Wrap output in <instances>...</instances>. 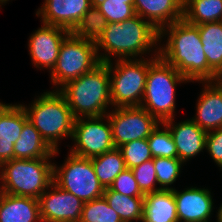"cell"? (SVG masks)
<instances>
[{"label":"cell","instance_id":"1","mask_svg":"<svg viewBox=\"0 0 222 222\" xmlns=\"http://www.w3.org/2000/svg\"><path fill=\"white\" fill-rule=\"evenodd\" d=\"M90 32L102 63L159 57V31L139 15L119 23H92Z\"/></svg>","mask_w":222,"mask_h":222},{"label":"cell","instance_id":"2","mask_svg":"<svg viewBox=\"0 0 222 222\" xmlns=\"http://www.w3.org/2000/svg\"><path fill=\"white\" fill-rule=\"evenodd\" d=\"M158 42V56L190 83L215 80L217 74L208 65L198 25L182 18L162 28Z\"/></svg>","mask_w":222,"mask_h":222},{"label":"cell","instance_id":"3","mask_svg":"<svg viewBox=\"0 0 222 222\" xmlns=\"http://www.w3.org/2000/svg\"><path fill=\"white\" fill-rule=\"evenodd\" d=\"M35 96L30 104H21L28 121L54 151L60 150L61 140L72 138L75 118L71 109L59 90H44Z\"/></svg>","mask_w":222,"mask_h":222},{"label":"cell","instance_id":"4","mask_svg":"<svg viewBox=\"0 0 222 222\" xmlns=\"http://www.w3.org/2000/svg\"><path fill=\"white\" fill-rule=\"evenodd\" d=\"M74 118L100 117L112 109L108 65L100 63L93 70L70 81L59 90Z\"/></svg>","mask_w":222,"mask_h":222},{"label":"cell","instance_id":"5","mask_svg":"<svg viewBox=\"0 0 222 222\" xmlns=\"http://www.w3.org/2000/svg\"><path fill=\"white\" fill-rule=\"evenodd\" d=\"M59 151H54V158H14L2 163L0 192L38 199L53 182V163Z\"/></svg>","mask_w":222,"mask_h":222},{"label":"cell","instance_id":"6","mask_svg":"<svg viewBox=\"0 0 222 222\" xmlns=\"http://www.w3.org/2000/svg\"><path fill=\"white\" fill-rule=\"evenodd\" d=\"M100 63L91 32H71L62 42L56 65L49 74L52 90H60Z\"/></svg>","mask_w":222,"mask_h":222},{"label":"cell","instance_id":"7","mask_svg":"<svg viewBox=\"0 0 222 222\" xmlns=\"http://www.w3.org/2000/svg\"><path fill=\"white\" fill-rule=\"evenodd\" d=\"M190 83L173 66L158 57L148 68L141 107L160 122L175 118L176 89Z\"/></svg>","mask_w":222,"mask_h":222},{"label":"cell","instance_id":"8","mask_svg":"<svg viewBox=\"0 0 222 222\" xmlns=\"http://www.w3.org/2000/svg\"><path fill=\"white\" fill-rule=\"evenodd\" d=\"M157 58L117 59L106 63L113 108L141 105L148 68Z\"/></svg>","mask_w":222,"mask_h":222},{"label":"cell","instance_id":"9","mask_svg":"<svg viewBox=\"0 0 222 222\" xmlns=\"http://www.w3.org/2000/svg\"><path fill=\"white\" fill-rule=\"evenodd\" d=\"M53 182L83 202L101 198L105 191L97 178L91 159L69 151L62 164L53 163Z\"/></svg>","mask_w":222,"mask_h":222},{"label":"cell","instance_id":"10","mask_svg":"<svg viewBox=\"0 0 222 222\" xmlns=\"http://www.w3.org/2000/svg\"><path fill=\"white\" fill-rule=\"evenodd\" d=\"M71 140L73 144L66 145L67 150L89 159L115 148L108 115L76 118Z\"/></svg>","mask_w":222,"mask_h":222},{"label":"cell","instance_id":"11","mask_svg":"<svg viewBox=\"0 0 222 222\" xmlns=\"http://www.w3.org/2000/svg\"><path fill=\"white\" fill-rule=\"evenodd\" d=\"M94 0H44L36 10L41 23L64 28L70 32H90Z\"/></svg>","mask_w":222,"mask_h":222},{"label":"cell","instance_id":"12","mask_svg":"<svg viewBox=\"0 0 222 222\" xmlns=\"http://www.w3.org/2000/svg\"><path fill=\"white\" fill-rule=\"evenodd\" d=\"M115 148L145 139L161 123L141 106L112 108L108 113Z\"/></svg>","mask_w":222,"mask_h":222},{"label":"cell","instance_id":"13","mask_svg":"<svg viewBox=\"0 0 222 222\" xmlns=\"http://www.w3.org/2000/svg\"><path fill=\"white\" fill-rule=\"evenodd\" d=\"M41 24L29 36L27 49L32 65L43 71L46 69L50 74L56 65L62 42L71 32L58 26Z\"/></svg>","mask_w":222,"mask_h":222},{"label":"cell","instance_id":"14","mask_svg":"<svg viewBox=\"0 0 222 222\" xmlns=\"http://www.w3.org/2000/svg\"><path fill=\"white\" fill-rule=\"evenodd\" d=\"M38 203L42 222H80L84 202L54 182Z\"/></svg>","mask_w":222,"mask_h":222},{"label":"cell","instance_id":"15","mask_svg":"<svg viewBox=\"0 0 222 222\" xmlns=\"http://www.w3.org/2000/svg\"><path fill=\"white\" fill-rule=\"evenodd\" d=\"M179 222H211L215 201L211 188L189 186L173 189Z\"/></svg>","mask_w":222,"mask_h":222},{"label":"cell","instance_id":"16","mask_svg":"<svg viewBox=\"0 0 222 222\" xmlns=\"http://www.w3.org/2000/svg\"><path fill=\"white\" fill-rule=\"evenodd\" d=\"M174 119L171 118L162 123L170 130L178 158L186 165V162L206 150L208 132L198 127L191 118L179 122H175Z\"/></svg>","mask_w":222,"mask_h":222},{"label":"cell","instance_id":"17","mask_svg":"<svg viewBox=\"0 0 222 222\" xmlns=\"http://www.w3.org/2000/svg\"><path fill=\"white\" fill-rule=\"evenodd\" d=\"M203 88L191 119L206 132L222 128V89L215 81H199Z\"/></svg>","mask_w":222,"mask_h":222},{"label":"cell","instance_id":"18","mask_svg":"<svg viewBox=\"0 0 222 222\" xmlns=\"http://www.w3.org/2000/svg\"><path fill=\"white\" fill-rule=\"evenodd\" d=\"M184 0H134V11L160 31L183 18Z\"/></svg>","mask_w":222,"mask_h":222},{"label":"cell","instance_id":"19","mask_svg":"<svg viewBox=\"0 0 222 222\" xmlns=\"http://www.w3.org/2000/svg\"><path fill=\"white\" fill-rule=\"evenodd\" d=\"M0 222H42L38 199L0 192Z\"/></svg>","mask_w":222,"mask_h":222},{"label":"cell","instance_id":"20","mask_svg":"<svg viewBox=\"0 0 222 222\" xmlns=\"http://www.w3.org/2000/svg\"><path fill=\"white\" fill-rule=\"evenodd\" d=\"M142 222H179L173 190H159L144 195Z\"/></svg>","mask_w":222,"mask_h":222},{"label":"cell","instance_id":"21","mask_svg":"<svg viewBox=\"0 0 222 222\" xmlns=\"http://www.w3.org/2000/svg\"><path fill=\"white\" fill-rule=\"evenodd\" d=\"M15 159L54 158V150L41 137L34 125L27 121L14 144Z\"/></svg>","mask_w":222,"mask_h":222},{"label":"cell","instance_id":"22","mask_svg":"<svg viewBox=\"0 0 222 222\" xmlns=\"http://www.w3.org/2000/svg\"><path fill=\"white\" fill-rule=\"evenodd\" d=\"M198 30L209 67L222 73V21L202 23Z\"/></svg>","mask_w":222,"mask_h":222},{"label":"cell","instance_id":"23","mask_svg":"<svg viewBox=\"0 0 222 222\" xmlns=\"http://www.w3.org/2000/svg\"><path fill=\"white\" fill-rule=\"evenodd\" d=\"M103 197L122 221L142 222L144 197H131L105 188Z\"/></svg>","mask_w":222,"mask_h":222},{"label":"cell","instance_id":"24","mask_svg":"<svg viewBox=\"0 0 222 222\" xmlns=\"http://www.w3.org/2000/svg\"><path fill=\"white\" fill-rule=\"evenodd\" d=\"M183 18L193 25L222 21V0H184Z\"/></svg>","mask_w":222,"mask_h":222},{"label":"cell","instance_id":"25","mask_svg":"<svg viewBox=\"0 0 222 222\" xmlns=\"http://www.w3.org/2000/svg\"><path fill=\"white\" fill-rule=\"evenodd\" d=\"M95 173L104 188H108L115 178L126 169L124 158L118 148L91 158Z\"/></svg>","mask_w":222,"mask_h":222},{"label":"cell","instance_id":"26","mask_svg":"<svg viewBox=\"0 0 222 222\" xmlns=\"http://www.w3.org/2000/svg\"><path fill=\"white\" fill-rule=\"evenodd\" d=\"M135 15L134 4L117 0H94L93 23H119Z\"/></svg>","mask_w":222,"mask_h":222},{"label":"cell","instance_id":"27","mask_svg":"<svg viewBox=\"0 0 222 222\" xmlns=\"http://www.w3.org/2000/svg\"><path fill=\"white\" fill-rule=\"evenodd\" d=\"M27 121L28 117L21 103L0 102V136L19 139Z\"/></svg>","mask_w":222,"mask_h":222},{"label":"cell","instance_id":"28","mask_svg":"<svg viewBox=\"0 0 222 222\" xmlns=\"http://www.w3.org/2000/svg\"><path fill=\"white\" fill-rule=\"evenodd\" d=\"M158 187L163 190L175 189L174 183L181 177L185 164L179 158H153ZM173 185V187H172Z\"/></svg>","mask_w":222,"mask_h":222},{"label":"cell","instance_id":"29","mask_svg":"<svg viewBox=\"0 0 222 222\" xmlns=\"http://www.w3.org/2000/svg\"><path fill=\"white\" fill-rule=\"evenodd\" d=\"M153 158H178L170 130L161 122L147 138Z\"/></svg>","mask_w":222,"mask_h":222},{"label":"cell","instance_id":"30","mask_svg":"<svg viewBox=\"0 0 222 222\" xmlns=\"http://www.w3.org/2000/svg\"><path fill=\"white\" fill-rule=\"evenodd\" d=\"M104 197L84 202L80 222H121Z\"/></svg>","mask_w":222,"mask_h":222},{"label":"cell","instance_id":"31","mask_svg":"<svg viewBox=\"0 0 222 222\" xmlns=\"http://www.w3.org/2000/svg\"><path fill=\"white\" fill-rule=\"evenodd\" d=\"M118 149L128 169L153 159L147 138L127 142Z\"/></svg>","mask_w":222,"mask_h":222},{"label":"cell","instance_id":"32","mask_svg":"<svg viewBox=\"0 0 222 222\" xmlns=\"http://www.w3.org/2000/svg\"><path fill=\"white\" fill-rule=\"evenodd\" d=\"M139 189L145 195L161 190L158 186L153 159L146 161L131 169Z\"/></svg>","mask_w":222,"mask_h":222},{"label":"cell","instance_id":"33","mask_svg":"<svg viewBox=\"0 0 222 222\" xmlns=\"http://www.w3.org/2000/svg\"><path fill=\"white\" fill-rule=\"evenodd\" d=\"M112 191L131 197H144L131 169L122 171L109 186Z\"/></svg>","mask_w":222,"mask_h":222},{"label":"cell","instance_id":"34","mask_svg":"<svg viewBox=\"0 0 222 222\" xmlns=\"http://www.w3.org/2000/svg\"><path fill=\"white\" fill-rule=\"evenodd\" d=\"M206 152L222 171V128L207 133Z\"/></svg>","mask_w":222,"mask_h":222},{"label":"cell","instance_id":"35","mask_svg":"<svg viewBox=\"0 0 222 222\" xmlns=\"http://www.w3.org/2000/svg\"><path fill=\"white\" fill-rule=\"evenodd\" d=\"M16 137L0 136V165L14 159Z\"/></svg>","mask_w":222,"mask_h":222},{"label":"cell","instance_id":"36","mask_svg":"<svg viewBox=\"0 0 222 222\" xmlns=\"http://www.w3.org/2000/svg\"><path fill=\"white\" fill-rule=\"evenodd\" d=\"M218 208V209H217ZM217 211L216 212V222H222V203H220L219 207H216Z\"/></svg>","mask_w":222,"mask_h":222},{"label":"cell","instance_id":"37","mask_svg":"<svg viewBox=\"0 0 222 222\" xmlns=\"http://www.w3.org/2000/svg\"><path fill=\"white\" fill-rule=\"evenodd\" d=\"M214 81H215V82L219 85V87L222 89V73L217 74Z\"/></svg>","mask_w":222,"mask_h":222},{"label":"cell","instance_id":"38","mask_svg":"<svg viewBox=\"0 0 222 222\" xmlns=\"http://www.w3.org/2000/svg\"><path fill=\"white\" fill-rule=\"evenodd\" d=\"M10 0H0V7L5 6ZM12 1V0H11Z\"/></svg>","mask_w":222,"mask_h":222},{"label":"cell","instance_id":"39","mask_svg":"<svg viewBox=\"0 0 222 222\" xmlns=\"http://www.w3.org/2000/svg\"><path fill=\"white\" fill-rule=\"evenodd\" d=\"M117 1H125V4H134V0H117Z\"/></svg>","mask_w":222,"mask_h":222}]
</instances>
